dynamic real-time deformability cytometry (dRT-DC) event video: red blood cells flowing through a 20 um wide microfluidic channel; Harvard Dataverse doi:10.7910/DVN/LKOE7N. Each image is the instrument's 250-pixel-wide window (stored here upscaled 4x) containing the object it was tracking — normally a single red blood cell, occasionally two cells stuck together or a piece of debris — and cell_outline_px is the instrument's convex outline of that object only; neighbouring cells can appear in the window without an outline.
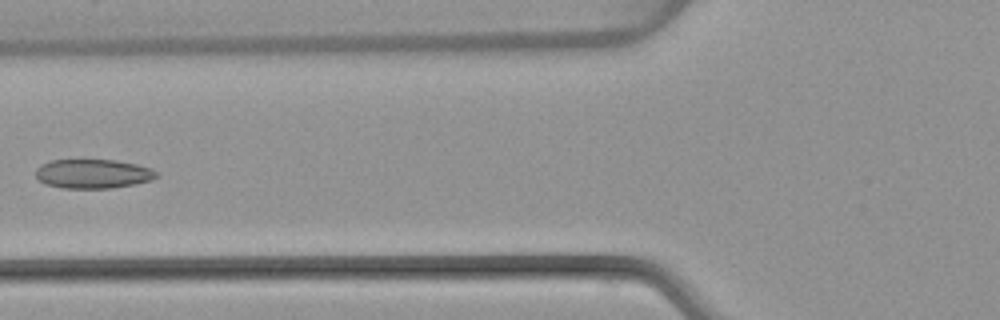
{"species": "common noctule bat (a hibernating species)", "species_latin": "Nyctalus noctula", "temperature_condition": "warm", "stored_images_in_passage": 7, "camera_frame_rate_fps": 3000, "um_per_image_px": 0.085, "animal": {"sex": "female", "body_mass_g": 22.7, "forearm_length_mm": 54.2}, "frame": {"image": 1, "passage_image": 6, "time_ms": 6.0, "image_size_px": [1000, 320], "cell_outline_px": [[160, 176], [152, 180], [136, 184], [108, 188], [60, 188], [44, 184], [36, 176], [36, 168], [40, 164], [52, 160], [116, 160], [136, 164], [152, 168]], "centroid_in_image_um": [7.91, 14.77], "position_along_channel_um": 117.9, "area_um2": 20.69}}
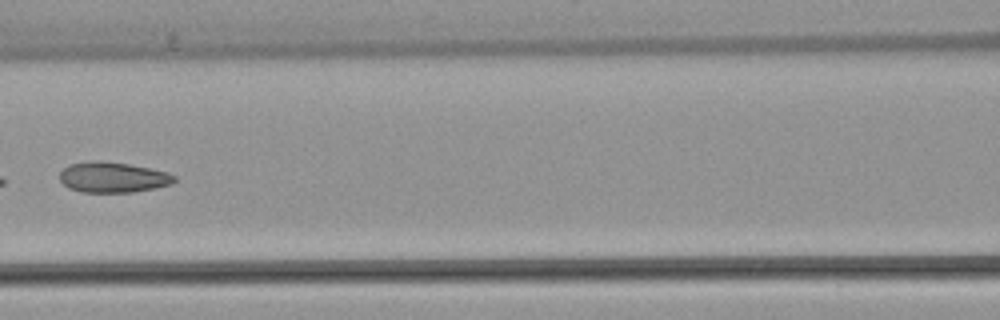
{"frame": {"image": 2, "passage_image": 7, "time_ms": 7.0, "image_size_px": [1000, 320], "cell_outline_px": [[176, 180], [172, 184], [132, 192], [84, 192], [68, 188], [60, 180], [60, 172], [64, 168], [72, 164], [92, 160], [100, 160], [128, 164], [168, 172], [176, 176]], "centroid_in_image_um": [9.59, 15.06], "position_along_channel_um": 157.0, "area_um2": 20.23}}